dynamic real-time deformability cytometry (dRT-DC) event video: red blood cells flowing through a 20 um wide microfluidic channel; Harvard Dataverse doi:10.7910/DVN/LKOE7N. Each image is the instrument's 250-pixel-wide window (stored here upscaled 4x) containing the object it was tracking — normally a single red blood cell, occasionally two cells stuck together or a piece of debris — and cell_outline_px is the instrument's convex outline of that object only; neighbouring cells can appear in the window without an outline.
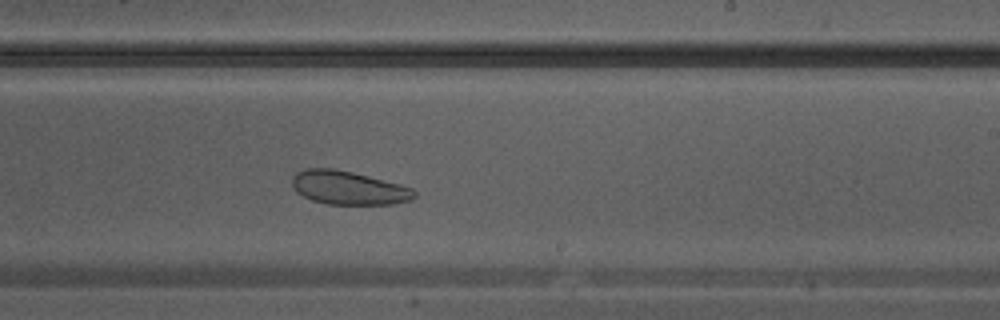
{"species": "Egyptian fruit bat (a non-hibernating species)", "species_latin": "Rousettus aegyptiacus", "temperature_condition": "warm", "stored_images_in_passage": 12, "camera_frame_rate_fps": 3000, "um_per_image_px": 0.085, "animal": {"sex": "male"}, "frame": {"image": 1, "passage_image": 10, "time_ms": 3.0, "image_size_px": [1000, 320], "cell_outline_px": [[416, 196], [412, 200], [392, 204], [328, 204], [312, 200], [296, 192], [292, 188], [292, 176], [296, 172], [304, 168], [332, 168], [352, 172], [368, 176], [412, 188], [416, 192]], "centroid_in_image_um": [29.58, 15.96], "position_along_channel_um": 259.4, "area_um2": 23.87}}